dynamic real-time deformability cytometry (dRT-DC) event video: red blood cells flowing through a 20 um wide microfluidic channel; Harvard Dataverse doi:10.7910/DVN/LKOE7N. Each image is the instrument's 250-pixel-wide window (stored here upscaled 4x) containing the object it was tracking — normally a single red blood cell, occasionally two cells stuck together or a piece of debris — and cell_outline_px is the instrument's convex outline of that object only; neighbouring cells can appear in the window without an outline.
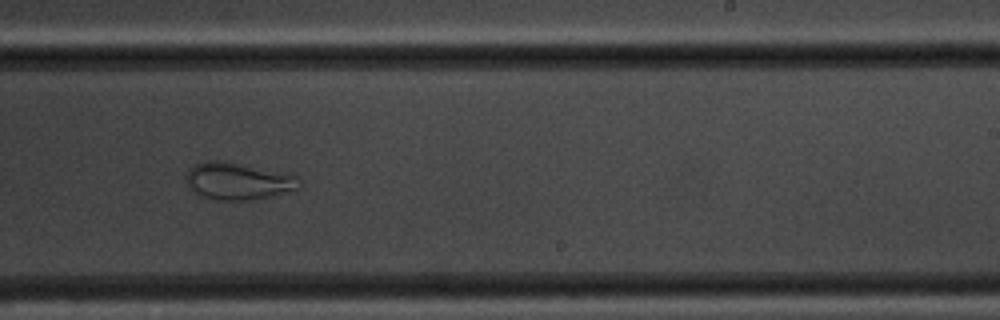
{"species": "common noctule bat (a hibernating species)", "species_latin": "Nyctalus noctula", "temperature_condition": "room temperature", "stored_images_in_passage": 54, "camera_frame_rate_fps": 3000, "um_per_image_px": 0.085, "animal": {"sex": "male", "body_mass_g": 20.1, "forearm_length_mm": 53.5}, "frame": {"image": 1, "passage_image": 32, "time_ms": 10.333, "image_size_px": [1000, 320], "cell_outline_px": [[296, 188], [268, 196], [248, 200], [220, 200], [204, 196], [188, 188], [188, 168], [204, 160], [224, 160], [292, 172], [296, 176]], "centroid_in_image_um": [20.21, 15.34], "position_along_channel_um": 268.8, "area_um2": 24.33}}
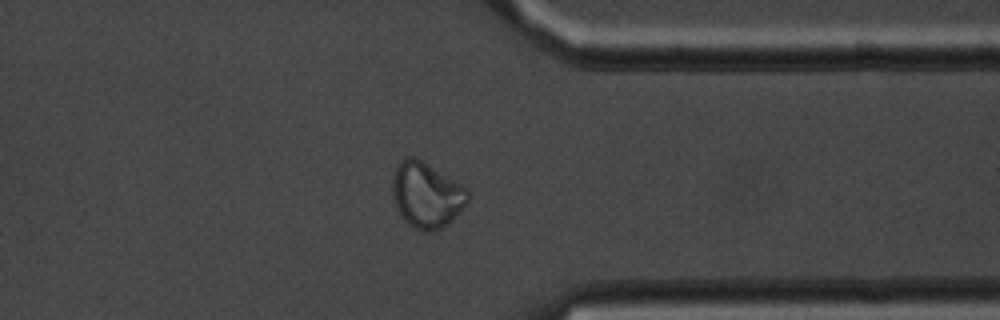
{"frame": {"image": 2, "passage_image": 41, "time_ms": 13.333, "image_size_px": [1000, 320], "cell_outline_px": [[472, 192], [468, 200], [460, 212], [448, 224], [440, 228], [428, 232], [420, 232], [412, 228], [400, 216], [396, 208], [392, 192], [392, 180], [396, 168], [400, 160], [408, 156], [412, 156], [420, 160], [468, 188]], "centroid_in_image_um": [36.25, 16.61], "position_along_channel_um": 375.1, "area_um2": 28.96}}
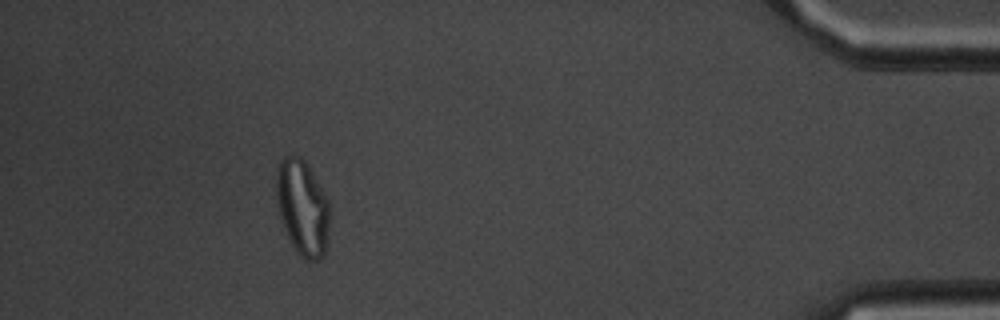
{"frame": {"image": 3, "passage_image": 48, "time_ms": 15.667, "image_size_px": [1000, 320], "cell_outline_px": [[328, 232], [324, 252], [320, 260], [304, 260], [296, 252], [280, 220], [276, 204], [276, 172], [280, 160], [284, 156], [300, 156], [304, 160], [328, 200]], "centroid_in_image_um": [25.67, 17.65], "position_along_channel_um": 409.5, "area_um2": 29.48}, "authors_computed_cell_mechanics": {"area_um2": 29.5358, "velocity_mm_per_s": 3.7126, "shape_relaxation_time_tau1_ms": null, "shape_relaxation_time_tau2_ms": 1.1858, "deformation_change_tau1": null, "deformation_change_tau2": 0.0536}}